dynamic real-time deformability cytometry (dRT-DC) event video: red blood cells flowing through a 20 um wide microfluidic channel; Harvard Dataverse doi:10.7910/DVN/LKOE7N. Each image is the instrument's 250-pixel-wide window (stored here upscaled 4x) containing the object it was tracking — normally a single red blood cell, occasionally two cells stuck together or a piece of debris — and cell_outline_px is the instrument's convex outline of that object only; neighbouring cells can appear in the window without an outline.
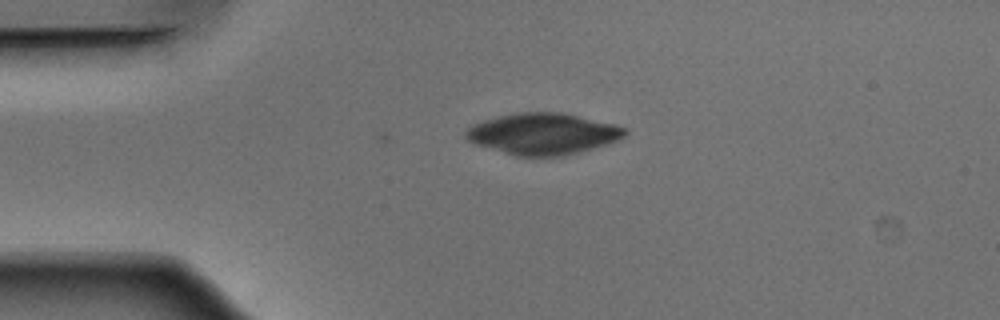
{"species": "Egyptian fruit bat (a non-hibernating species)", "species_latin": "Rousettus aegyptiacus", "temperature_condition": "warm", "stored_images_in_passage": 3, "camera_frame_rate_fps": 3000, "um_per_image_px": 0.085, "animal": {"sex": "male"}, "frame": {"image": 1, "passage_image": 3, "time_ms": 0.667, "image_size_px": [1000, 320], "cell_outline_px": [[628, 132], [624, 136], [608, 144], [564, 156], [516, 156], [476, 144], [468, 140], [464, 136], [464, 132], [468, 128], [484, 120], [500, 116], [520, 112], [560, 112], [616, 124], [628, 128]], "centroid_in_image_um": [46.19, 11.37], "position_along_channel_um": 38.8, "area_um2": 38.15}}